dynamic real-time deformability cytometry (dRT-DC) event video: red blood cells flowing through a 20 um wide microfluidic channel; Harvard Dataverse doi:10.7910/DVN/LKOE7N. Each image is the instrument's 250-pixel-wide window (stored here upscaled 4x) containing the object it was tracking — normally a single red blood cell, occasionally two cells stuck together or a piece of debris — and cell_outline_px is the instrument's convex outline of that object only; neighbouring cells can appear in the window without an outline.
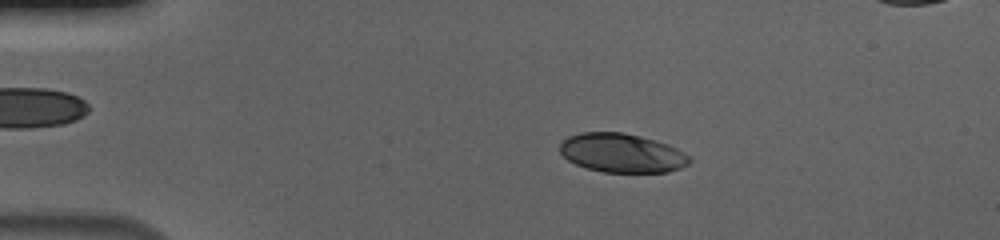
{"species": "human", "species_latin": "Homo sapiens", "temperature_condition": "cold", "stored_images_in_passage": 57, "segment_of_instrument_passage": [1, 2], "camera_frame_rate_fps": 3000, "um_per_image_px": 0.085, "donor": {"sex": "male"}, "frame": {"image": 1, "passage_image": 11, "time_ms": 3.333, "image_size_px": [1000, 240], "cell_outline_px": [[692, 160], [688, 164], [680, 168], [668, 172], [604, 172], [588, 168], [576, 164], [568, 160], [560, 152], [560, 144], [568, 136], [580, 132], [624, 132], [640, 136], [668, 144], [692, 156]], "centroid_in_image_um": [52.88, 13.0], "position_along_channel_um": 32.1, "area_um2": 29.48}}
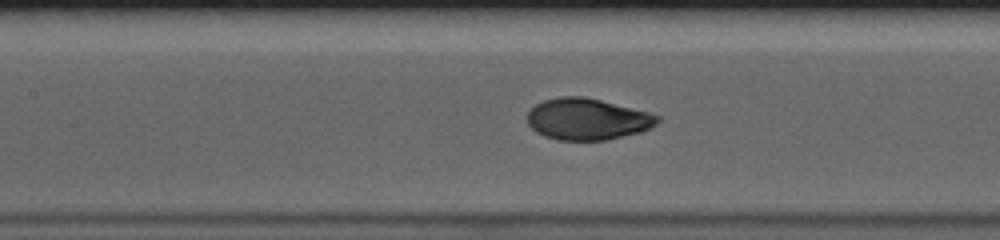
{"frame": {"image": 2, "passage_image": 26, "time_ms": 8.333, "image_size_px": [1000, 240], "cell_outline_px": [[660, 120], [656, 124], [640, 132], [608, 140], [556, 140], [544, 136], [536, 132], [528, 124], [528, 112], [536, 104], [544, 100], [560, 96], [584, 96], [648, 112], [660, 116]], "centroid_in_image_um": [49.91, 10.13], "position_along_channel_um": 157.5, "area_um2": 31.39}}
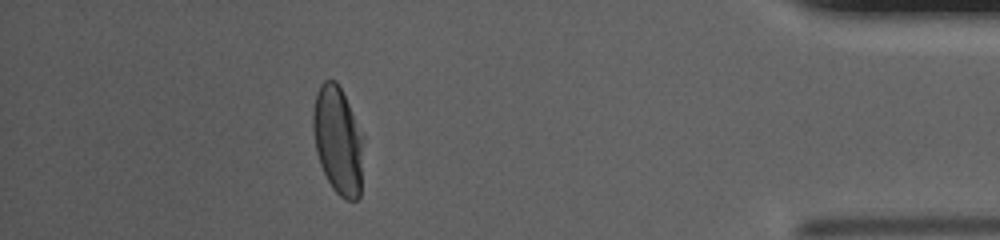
{"frame": {"image": 3, "passage_image": 50, "time_ms": 16.333, "image_size_px": [1000, 240], "cell_outline_px": [[364, 140], [360, 196], [356, 200], [344, 200], [332, 188], [320, 164], [316, 152], [312, 128], [312, 112], [316, 92], [320, 84], [324, 80], [336, 80], [364, 136]], "centroid_in_image_um": [28.72, 11.94], "position_along_channel_um": 406.5, "area_um2": 31.96}}